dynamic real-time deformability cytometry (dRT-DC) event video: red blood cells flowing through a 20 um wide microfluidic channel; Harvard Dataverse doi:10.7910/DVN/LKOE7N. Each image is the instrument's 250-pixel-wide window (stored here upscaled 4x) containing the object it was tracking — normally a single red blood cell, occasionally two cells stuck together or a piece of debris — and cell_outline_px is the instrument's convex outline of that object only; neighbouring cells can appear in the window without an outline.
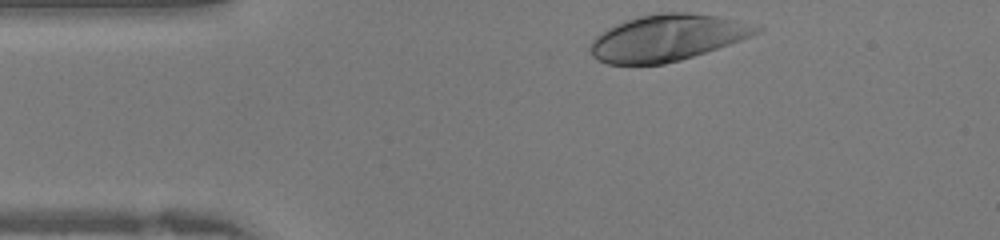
{"species": "human", "species_latin": "Homo sapiens", "temperature_condition": "warm", "stored_images_in_passage": 28, "camera_frame_rate_fps": 3000, "um_per_image_px": 0.085, "donor": {"sex": "female"}, "frame": {"image": 1, "passage_image": 1, "time_ms": 0.0, "image_size_px": [1000, 240], "cell_outline_px": [[764, 28], [760, 32], [752, 36], [680, 60], [664, 64], [608, 64], [596, 60], [592, 56], [588, 48], [592, 40], [596, 36], [608, 28], [616, 24], [640, 16], [660, 12], [688, 12], [716, 16], [764, 24]], "centroid_in_image_um": [56.75, 3.2], "position_along_channel_um": 28.2, "area_um2": 45.08}}
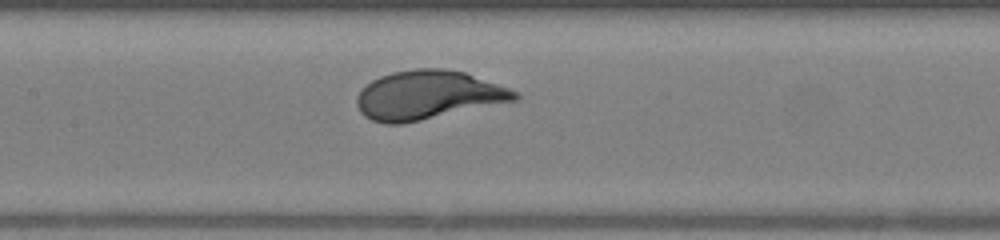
{"frame": {"image": 2, "passage_image": 13, "time_ms": 4.0, "image_size_px": [1000, 240], "cell_outline_px": [[520, 100], [404, 124], [384, 124], [372, 120], [364, 116], [360, 112], [356, 104], [356, 96], [372, 80], [380, 76], [392, 72], [416, 68], [444, 68], [464, 72], [520, 92]], "centroid_in_image_um": [36.4, 8.1], "position_along_channel_um": 171.0, "area_um2": 45.32}}
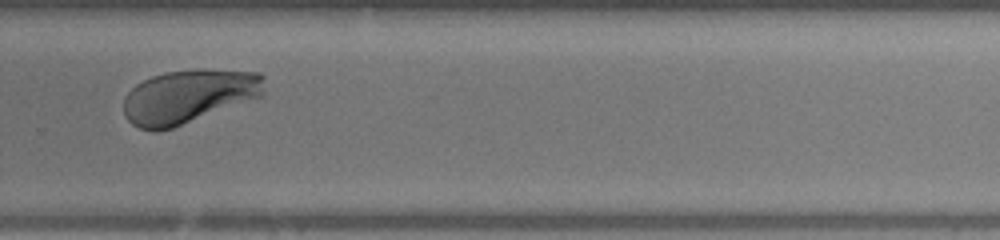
{"frame": {"image": 3, "passage_image": 22, "time_ms": 7.0, "image_size_px": [1000, 240], "cell_outline_px": [[264, 96], [172, 128], [156, 132], [152, 132], [140, 128], [132, 124], [124, 116], [124, 96], [136, 84], [152, 76], [164, 72], [200, 68], [204, 68], [260, 72], [264, 76]], "centroid_in_image_um": [16.05, 8.18], "position_along_channel_um": 313.7, "area_um2": 44.68}}